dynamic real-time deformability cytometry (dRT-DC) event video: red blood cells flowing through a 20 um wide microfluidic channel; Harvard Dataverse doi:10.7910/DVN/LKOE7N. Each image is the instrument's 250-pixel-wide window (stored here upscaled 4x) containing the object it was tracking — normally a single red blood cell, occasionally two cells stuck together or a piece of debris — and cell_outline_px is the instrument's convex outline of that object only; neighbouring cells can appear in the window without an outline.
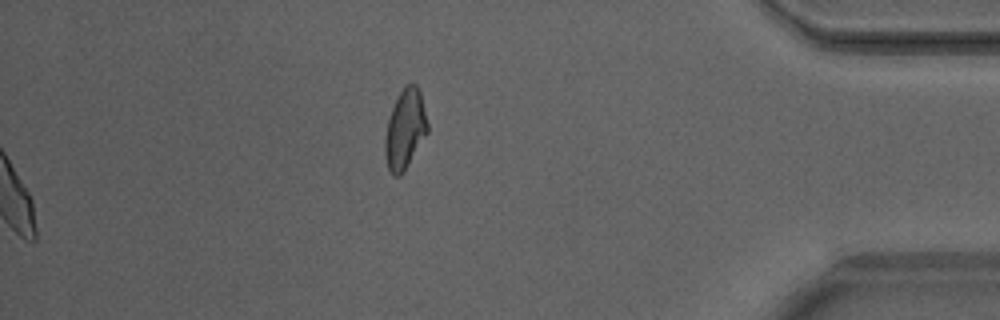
{"species": "Egyptian fruit bat (a non-hibernating species)", "species_latin": "Rousettus aegyptiacus", "temperature_condition": "warm", "stored_images_in_passage": 48, "camera_frame_rate_fps": 3000, "um_per_image_px": 0.085, "animal": {"sex": "male"}, "frame": {"image": 1, "passage_image": 48, "time_ms": 15.667, "image_size_px": [1000, 320], "cell_outline_px": [[428, 132], [404, 172], [400, 176], [392, 176], [388, 168], [384, 152], [384, 136], [388, 120], [392, 108], [404, 84], [416, 84], [420, 92], [428, 124]], "centroid_in_image_um": [34.42, 11.01], "position_along_channel_um": 400.8, "area_um2": 19.77}, "authors_computed_cell_mechanics": {"area_um2": 21.7617, "velocity_mm_per_s": 4.1607, "shape_relaxation_time_tau1_ms": 3.1072, "shape_relaxation_time_tau2_ms": 0.8504, "deformation_change_tau1": 0.1108, "deformation_change_tau2": 0.0631}}